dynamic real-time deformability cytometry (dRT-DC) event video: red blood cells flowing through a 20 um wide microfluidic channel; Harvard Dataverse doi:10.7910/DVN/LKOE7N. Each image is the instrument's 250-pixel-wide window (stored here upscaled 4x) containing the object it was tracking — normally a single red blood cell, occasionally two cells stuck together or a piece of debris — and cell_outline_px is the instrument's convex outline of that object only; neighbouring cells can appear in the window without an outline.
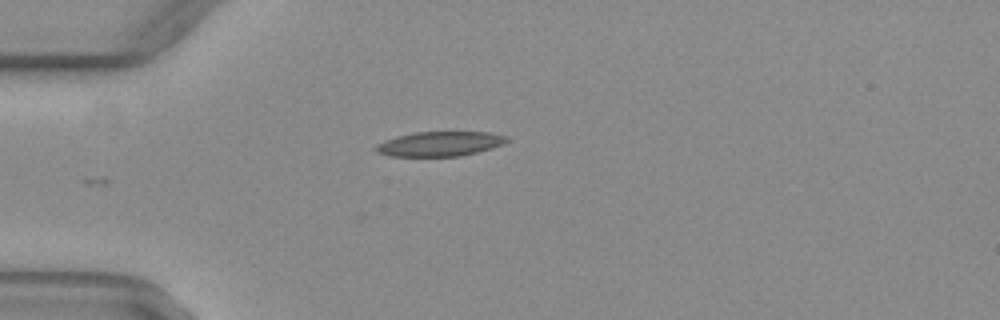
{"species": "common noctule bat (a hibernating species)", "species_latin": "Nyctalus noctula", "temperature_condition": "warm", "stored_images_in_passage": 35, "camera_frame_rate_fps": 3000, "um_per_image_px": 0.085, "animal": {"sex": "female", "body_mass_g": 29.2, "forearm_length_mm": 56.3}, "frame": {"image": 1, "passage_image": 1, "time_ms": 0.0, "image_size_px": [1000, 320], "cell_outline_px": [[508, 140], [504, 144], [492, 148], [460, 156], [392, 156], [376, 152], [376, 144], [384, 140], [396, 136], [416, 132], [492, 132], [508, 136]], "centroid_in_image_um": [37.41, 12.22], "position_along_channel_um": 47.6, "area_um2": 18.84}}
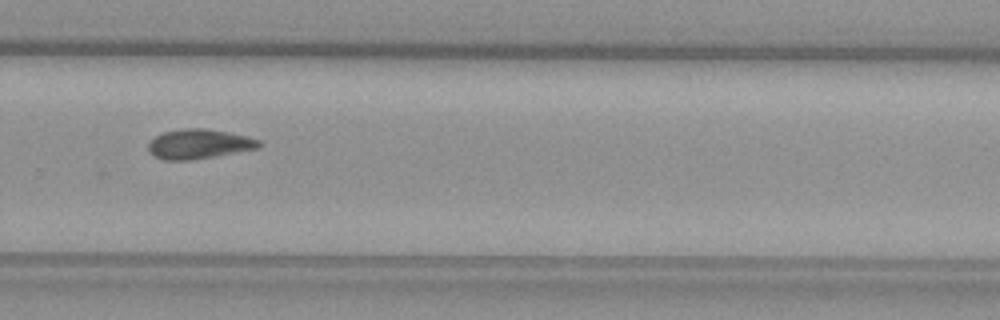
{"frame": {"image": 2, "passage_image": 22, "time_ms": 7.0, "image_size_px": [1000, 320], "cell_outline_px": [[260, 144], [256, 148], [192, 160], [164, 160], [156, 156], [148, 148], [148, 144], [156, 136], [164, 132], [184, 128], [204, 128], [228, 132], [260, 140]], "centroid_in_image_um": [16.88, 12.23], "position_along_channel_um": 312.9, "area_um2": 18.61}}
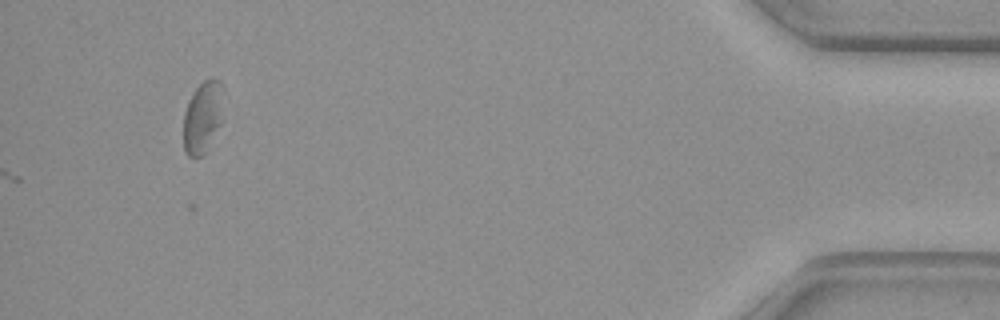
{"frame": {"image": 3, "passage_image": 35, "time_ms": 11.333, "image_size_px": [1000, 320], "cell_outline_px": [[224, 120], [208, 152], [204, 156], [188, 156], [184, 152], [184, 112], [196, 88], [204, 80], [212, 76], [220, 80], [224, 88]], "centroid_in_image_um": [17.32, 9.96], "position_along_channel_um": 417.9, "area_um2": 17.69}, "authors_computed_cell_mechanics": {"area_um2": 18.3804, "velocity_mm_per_s": 4.0665, "shape_relaxation_time_tau1_ms": 10.1232, "shape_relaxation_time_tau2_ms": null, "deformation_change_tau1": 0.1644, "deformation_change_tau2": null}}